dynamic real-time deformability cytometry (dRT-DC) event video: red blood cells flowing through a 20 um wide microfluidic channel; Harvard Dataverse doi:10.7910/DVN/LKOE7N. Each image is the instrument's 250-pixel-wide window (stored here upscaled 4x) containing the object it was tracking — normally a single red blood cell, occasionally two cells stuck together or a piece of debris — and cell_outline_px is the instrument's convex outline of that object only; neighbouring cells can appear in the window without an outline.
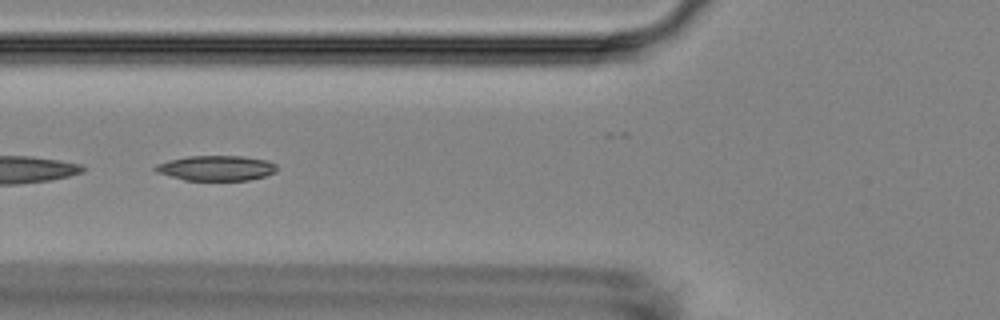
{"species": "Egyptian fruit bat (a non-hibernating species)", "species_latin": "Rousettus aegyptiacus", "temperature_condition": "room temperature", "stored_images_in_passage": 54, "camera_frame_rate_fps": 3000, "um_per_image_px": 0.085, "animal": {"sex": "female"}, "frame": {"image": 1, "passage_image": 20, "time_ms": 6.333, "image_size_px": [1000, 320], "cell_outline_px": [[276, 172], [264, 176], [248, 180], [184, 180], [156, 172], [152, 168], [156, 164], [168, 160], [188, 156], [240, 156], [268, 160], [276, 164]], "centroid_in_image_um": [18.36, 14.28], "position_along_channel_um": 107.4, "area_um2": 17.8}}
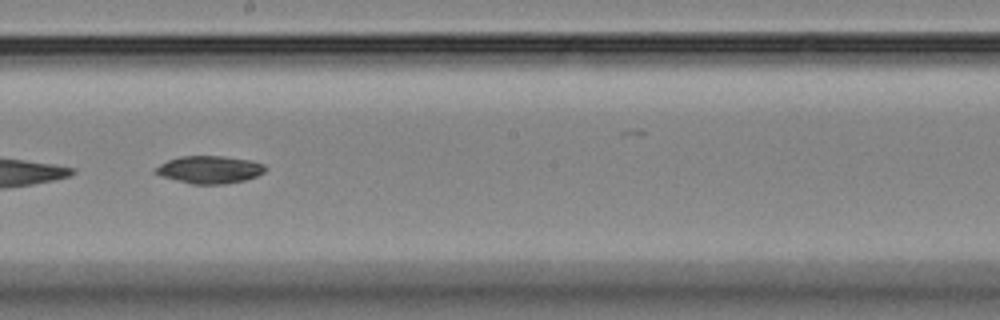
{"frame": {"image": 2, "passage_image": 30, "time_ms": 9.667, "image_size_px": [1000, 320], "cell_outline_px": [[268, 168], [264, 172], [256, 176], [244, 180], [224, 184], [192, 184], [160, 176], [152, 172], [160, 164], [168, 160], [180, 156], [224, 156], [248, 160], [264, 164]], "centroid_in_image_um": [17.79, 14.42], "position_along_channel_um": 230.4, "area_um2": 17.63}}
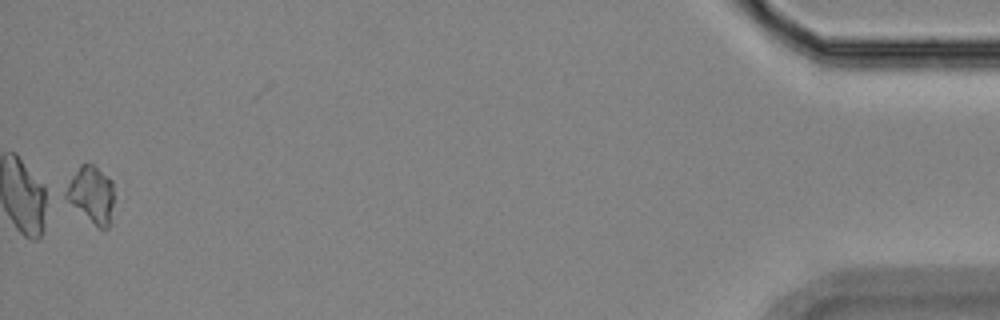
{"frame": {"image": 3, "passage_image": 53, "time_ms": 17.333, "image_size_px": [1000, 320], "cell_outline_px": [[112, 204], [108, 228], [100, 228], [60, 196], [60, 192], [80, 164], [92, 164], [108, 176], [112, 180]], "centroid_in_image_um": [7.67, 16.49], "position_along_channel_um": 427.5, "area_um2": 15.95}}